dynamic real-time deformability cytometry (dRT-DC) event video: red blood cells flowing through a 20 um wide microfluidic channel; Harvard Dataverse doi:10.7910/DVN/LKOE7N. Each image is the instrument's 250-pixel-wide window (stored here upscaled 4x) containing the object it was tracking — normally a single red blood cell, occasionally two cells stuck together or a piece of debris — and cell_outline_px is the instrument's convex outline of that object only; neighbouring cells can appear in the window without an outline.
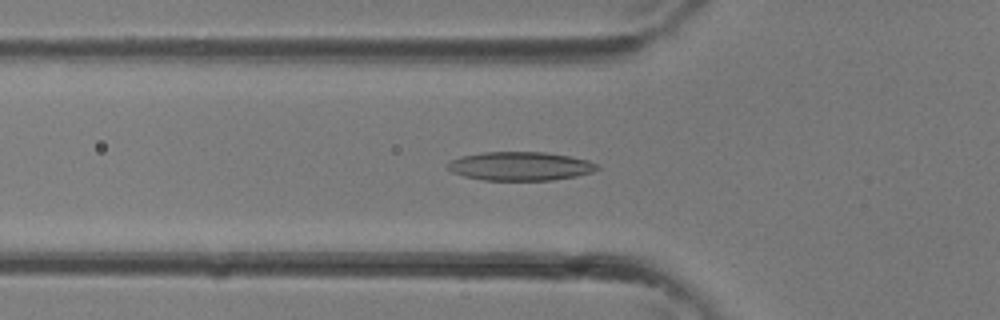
{"species": "common noctule bat (a hibernating species)", "species_latin": "Nyctalus noctula", "temperature_condition": "room temperature", "stored_images_in_passage": 26, "camera_frame_rate_fps": 3000, "um_per_image_px": 0.085, "animal": {"sex": "female"}, "frame": {"image": 1, "passage_image": 3, "time_ms": 0.667, "image_size_px": [1000, 320], "cell_outline_px": [[600, 168], [592, 172], [576, 176], [552, 180], [484, 180], [464, 176], [452, 172], [448, 168], [448, 164], [452, 160], [460, 156], [480, 152], [544, 152], [568, 156], [588, 160], [600, 164]], "centroid_in_image_um": [44.24, 14.12], "position_along_channel_um": 81.6, "area_um2": 25.03}}
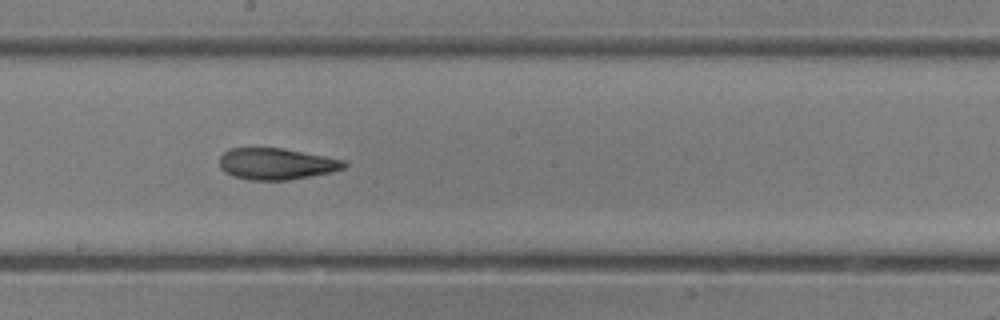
{"frame": {"image": 2, "passage_image": 10, "time_ms": 3.0, "image_size_px": [1000, 320], "cell_outline_px": [[348, 164], [344, 168], [332, 172], [288, 180], [248, 180], [232, 176], [224, 172], [220, 168], [220, 156], [228, 148], [284, 148], [344, 160]], "centroid_in_image_um": [23.47, 13.93], "position_along_channel_um": 224.7, "area_um2": 22.95}}
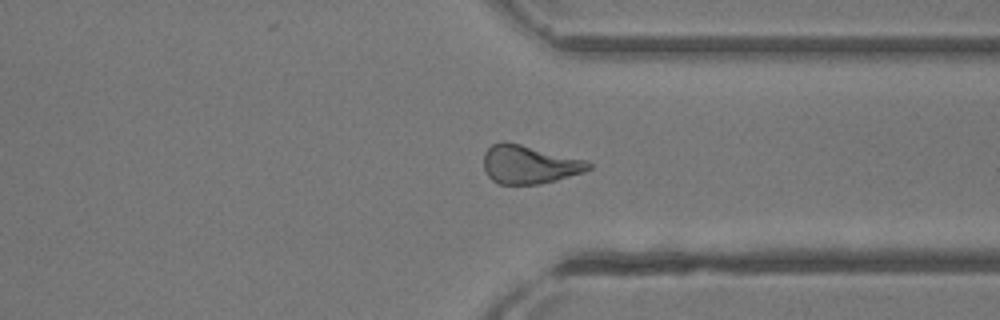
{"frame": {"image": 3, "passage_image": 17, "time_ms": 5.333, "image_size_px": [1000, 320], "cell_outline_px": [[592, 168], [584, 172], [556, 180], [540, 184], [500, 184], [492, 180], [488, 176], [484, 168], [484, 152], [492, 144], [500, 140], [504, 140], [588, 160], [592, 164]], "centroid_in_image_um": [44.99, 13.96], "position_along_channel_um": 366.4, "area_um2": 23.76}}